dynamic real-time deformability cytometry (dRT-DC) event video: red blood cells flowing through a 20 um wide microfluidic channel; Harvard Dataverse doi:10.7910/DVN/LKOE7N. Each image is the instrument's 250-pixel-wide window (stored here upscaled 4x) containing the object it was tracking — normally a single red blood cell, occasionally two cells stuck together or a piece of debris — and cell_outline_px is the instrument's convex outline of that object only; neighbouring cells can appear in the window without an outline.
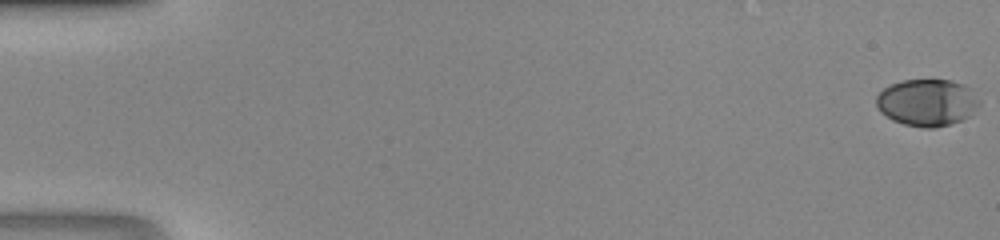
{"species": "human", "species_latin": "Homo sapiens", "temperature_condition": "room temperature", "stored_images_in_passage": 48, "camera_frame_rate_fps": 3000, "um_per_image_px": 0.085, "donor": {"sex": "male"}, "frame": {"image": 1, "passage_image": 1, "time_ms": 0.0, "image_size_px": [1000, 240], "cell_outline_px": [[980, 104], [968, 116], [960, 120], [936, 128], [924, 128], [904, 124], [892, 120], [880, 112], [876, 104], [876, 96], [884, 88], [900, 80], [952, 80], [964, 84], [980, 100]], "centroid_in_image_um": [78.78, 8.71], "position_along_channel_um": 6.2, "area_um2": 28.09}}
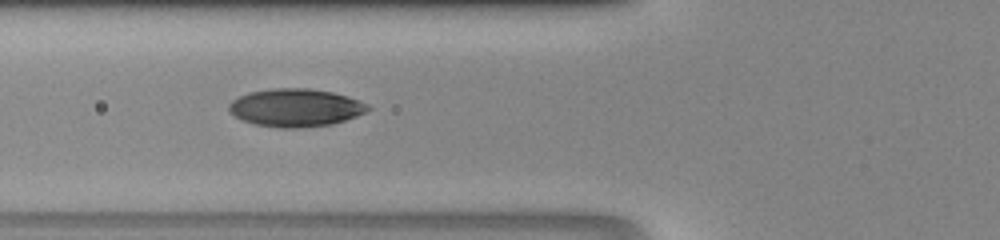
{"frame": {"image": 2, "passage_image": 20, "time_ms": 6.333, "image_size_px": [1000, 240], "cell_outline_px": [[372, 108], [356, 116], [332, 124], [300, 128], [280, 128], [256, 124], [244, 120], [236, 116], [228, 108], [228, 104], [232, 100], [248, 92], [272, 88], [308, 88], [332, 92], [348, 96], [360, 100], [368, 104]], "centroid_in_image_um": [25.14, 9.14], "position_along_channel_um": 100.7, "area_um2": 30.63}}
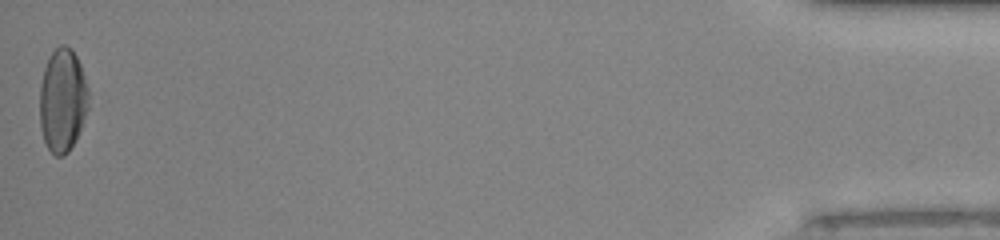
{"frame": {"image": 3, "passage_image": 48, "time_ms": 15.667, "image_size_px": [1000, 240], "cell_outline_px": [[88, 108], [76, 140], [68, 152], [64, 156], [56, 156], [48, 148], [44, 140], [40, 124], [40, 84], [44, 68], [52, 52], [60, 44], [64, 44], [72, 48], [80, 64], [88, 88]], "centroid_in_image_um": [5.32, 8.52], "position_along_channel_um": 429.9, "area_um2": 29.42}}